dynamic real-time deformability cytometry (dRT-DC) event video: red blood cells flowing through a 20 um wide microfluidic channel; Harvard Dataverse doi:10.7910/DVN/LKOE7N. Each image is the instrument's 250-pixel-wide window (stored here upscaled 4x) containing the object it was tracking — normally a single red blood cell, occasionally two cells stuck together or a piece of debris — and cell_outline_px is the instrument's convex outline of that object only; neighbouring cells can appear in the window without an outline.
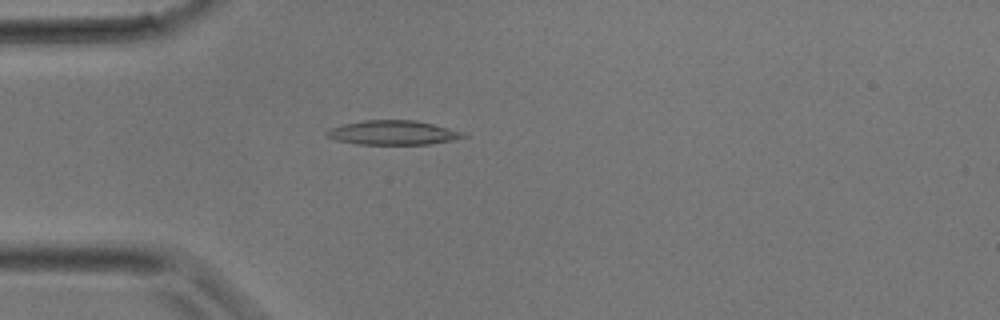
{"species": "common noctule bat (a hibernating species)", "species_latin": "Nyctalus noctula", "temperature_condition": "room temperature", "stored_images_in_passage": 4, "camera_frame_rate_fps": 3000, "um_per_image_px": 0.085, "animal": {"sex": "male", "body_mass_g": 17.9}, "frame": {"image": 1, "passage_image": 4, "time_ms": 1.0, "image_size_px": [1000, 320], "cell_outline_px": [[468, 136], [452, 140], [428, 144], [356, 144], [336, 140], [328, 136], [324, 132], [328, 128], [344, 124], [364, 120], [416, 120], [464, 132]], "centroid_in_image_um": [33.37, 11.27], "position_along_channel_um": 51.6, "area_um2": 19.25}}